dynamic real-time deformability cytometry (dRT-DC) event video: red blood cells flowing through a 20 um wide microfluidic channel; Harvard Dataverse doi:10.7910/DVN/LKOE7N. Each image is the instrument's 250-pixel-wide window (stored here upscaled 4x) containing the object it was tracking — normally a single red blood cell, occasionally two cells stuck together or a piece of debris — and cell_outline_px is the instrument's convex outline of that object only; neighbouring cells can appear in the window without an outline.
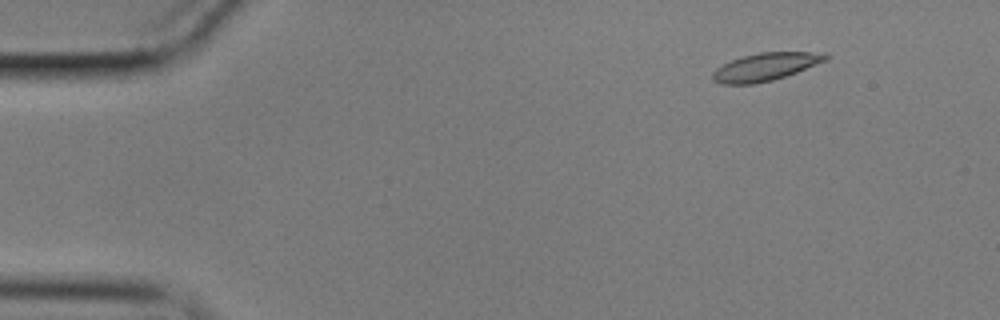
{"species": "common noctule bat (a hibernating species)", "species_latin": "Nyctalus noctula", "temperature_condition": "cold", "stored_images_in_passage": 57, "camera_frame_rate_fps": 3000, "um_per_image_px": 0.085, "animal": {"sex": "male", "body_mass_g": 17.9}, "frame": {"image": 1, "passage_image": 5, "time_ms": 1.333, "image_size_px": [1000, 320], "cell_outline_px": [[832, 56], [828, 60], [796, 72], [772, 80], [756, 84], [720, 84], [712, 80], [712, 72], [716, 68], [732, 60], [744, 56], [760, 52], [824, 52]], "centroid_in_image_um": [65.09, 5.68], "position_along_channel_um": 19.9, "area_um2": 18.32}}
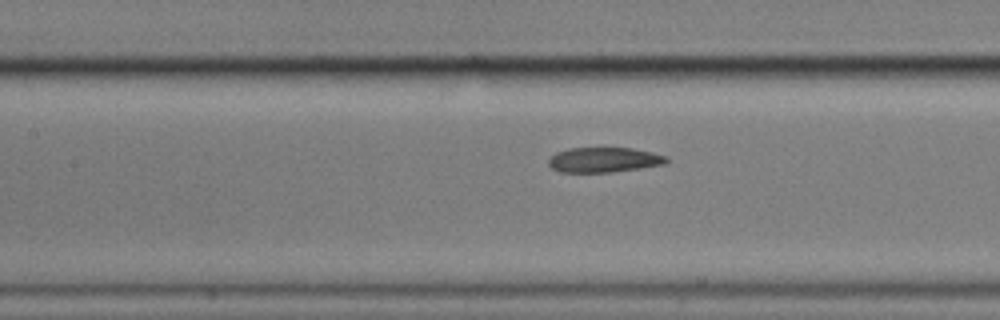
{"frame": {"image": 2, "passage_image": 25, "time_ms": 8.0, "image_size_px": [1000, 320], "cell_outline_px": [[668, 160], [664, 164], [640, 168], [612, 172], [560, 172], [552, 168], [548, 164], [548, 160], [556, 152], [568, 148], [632, 148], [652, 152], [668, 156]], "centroid_in_image_um": [51.33, 13.58], "position_along_channel_um": 156.1, "area_um2": 17.17}}
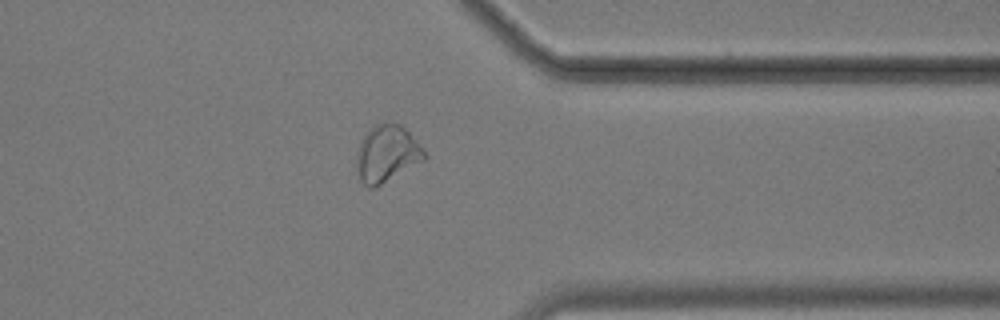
{"frame": {"image": 3, "passage_image": 45, "time_ms": 14.667, "image_size_px": [1000, 320], "cell_outline_px": [[428, 156], [424, 160], [376, 188], [368, 188], [360, 180], [356, 168], [356, 156], [360, 140], [364, 132], [368, 128], [376, 124], [400, 124], [416, 140]], "centroid_in_image_um": [32.84, 13.09], "position_along_channel_um": 378.6, "area_um2": 22.6}, "authors_computed_cell_mechanics": {"area_um2": 18.785, "velocity_mm_per_s": 3.4232, "shape_relaxation_time_tau1_ms": null, "shape_relaxation_time_tau2_ms": 2.651, "deformation_change_tau1": null, "deformation_change_tau2": 0.0847}}